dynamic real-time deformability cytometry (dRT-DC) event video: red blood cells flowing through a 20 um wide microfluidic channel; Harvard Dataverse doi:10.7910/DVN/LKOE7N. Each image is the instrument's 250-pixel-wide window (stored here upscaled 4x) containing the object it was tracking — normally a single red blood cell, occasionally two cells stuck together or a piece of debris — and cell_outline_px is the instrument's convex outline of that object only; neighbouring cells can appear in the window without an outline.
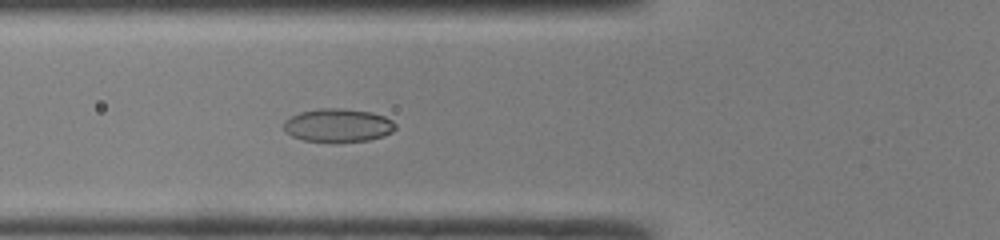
{"species": "common noctule bat (a hibernating species)", "species_latin": "Nyctalus noctula", "temperature_condition": "room temperature", "stored_images_in_passage": 49, "camera_frame_rate_fps": 3000, "um_per_image_px": 0.085, "animal": {"sex": "male", "body_mass_g": 19.0, "forearm_length_mm": 50.8}, "frame": {"image": 1, "passage_image": 18, "time_ms": 5.667, "image_size_px": [1000, 240], "cell_outline_px": [[396, 128], [392, 132], [384, 136], [368, 140], [304, 140], [292, 136], [284, 132], [284, 120], [300, 112], [320, 108], [344, 108], [372, 112], [384, 116], [392, 120], [396, 124]], "centroid_in_image_um": [28.74, 10.62], "position_along_channel_um": 97.1, "area_um2": 21.39}}
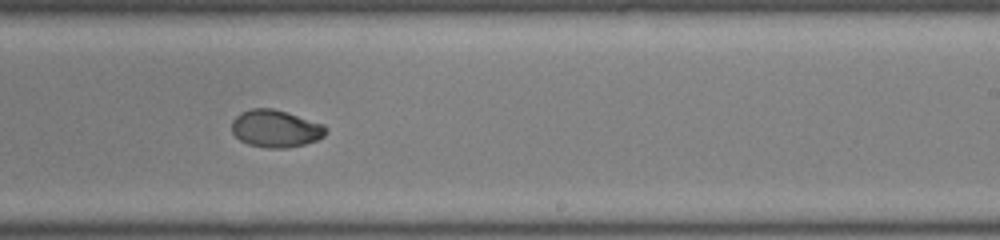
{"frame": {"image": 2, "passage_image": 30, "time_ms": 9.667, "image_size_px": [1000, 240], "cell_outline_px": [[328, 128], [324, 136], [316, 140], [304, 144], [288, 148], [268, 148], [248, 144], [240, 140], [232, 132], [232, 120], [240, 112], [252, 108], [272, 108], [324, 124]], "centroid_in_image_um": [23.42, 10.93], "position_along_channel_um": 265.6, "area_um2": 20.46}}
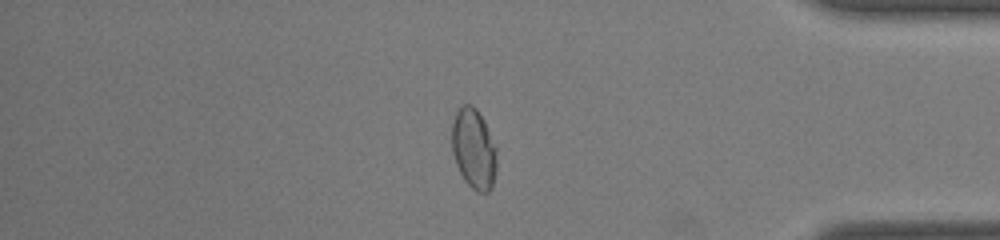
{"frame": {"image": 3, "passage_image": 41, "time_ms": 13.333, "image_size_px": [1000, 240], "cell_outline_px": [[496, 172], [492, 188], [488, 192], [476, 192], [464, 180], [456, 164], [452, 152], [452, 124], [456, 112], [464, 104], [472, 104], [476, 108], [484, 120], [496, 148]], "centroid_in_image_um": [40.27, 12.66], "position_along_channel_um": 394.9, "area_um2": 21.04}, "authors_computed_cell_mechanics": {"area_um2": 21.386, "velocity_mm_per_s": 4.2162, "shape_relaxation_time_tau1_ms": 6.6841, "shape_relaxation_time_tau2_ms": 1.9743, "deformation_change_tau1": 0.1723, "deformation_change_tau2": 0.0252}}